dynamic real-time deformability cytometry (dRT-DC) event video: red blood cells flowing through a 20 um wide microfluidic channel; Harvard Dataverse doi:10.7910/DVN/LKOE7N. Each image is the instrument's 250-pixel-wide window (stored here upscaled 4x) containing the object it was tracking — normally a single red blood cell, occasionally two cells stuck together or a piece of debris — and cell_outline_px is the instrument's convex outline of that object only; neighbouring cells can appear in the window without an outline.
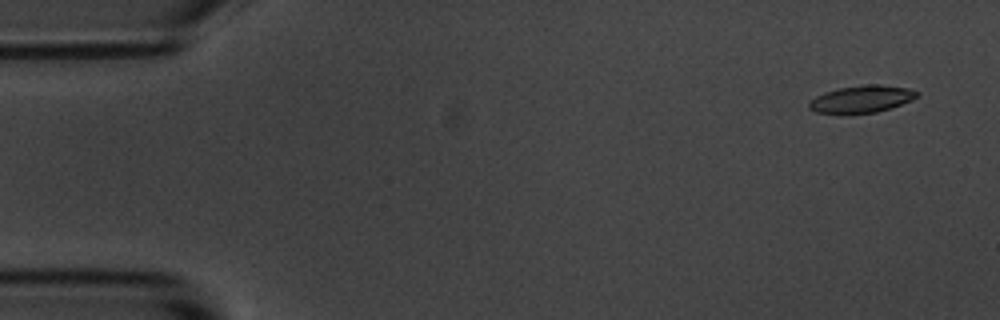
{"species": "common noctule bat (a hibernating species)", "species_latin": "Nyctalus noctula", "temperature_condition": "room temperature", "stored_images_in_passage": 5, "camera_frame_rate_fps": 3000, "um_per_image_px": 0.085, "animal": {"sex": "male", "body_mass_g": 20.1, "forearm_length_mm": 53.5}, "frame": {"image": 1, "passage_image": 1, "time_ms": 0.0, "image_size_px": [1000, 320], "cell_outline_px": [[920, 92], [912, 100], [876, 112], [816, 112], [808, 108], [808, 104], [816, 96], [824, 92], [840, 88], [868, 84], [880, 84], [908, 88]], "centroid_in_image_um": [73.25, 8.39], "position_along_channel_um": 11.7, "area_um2": 16.53}}